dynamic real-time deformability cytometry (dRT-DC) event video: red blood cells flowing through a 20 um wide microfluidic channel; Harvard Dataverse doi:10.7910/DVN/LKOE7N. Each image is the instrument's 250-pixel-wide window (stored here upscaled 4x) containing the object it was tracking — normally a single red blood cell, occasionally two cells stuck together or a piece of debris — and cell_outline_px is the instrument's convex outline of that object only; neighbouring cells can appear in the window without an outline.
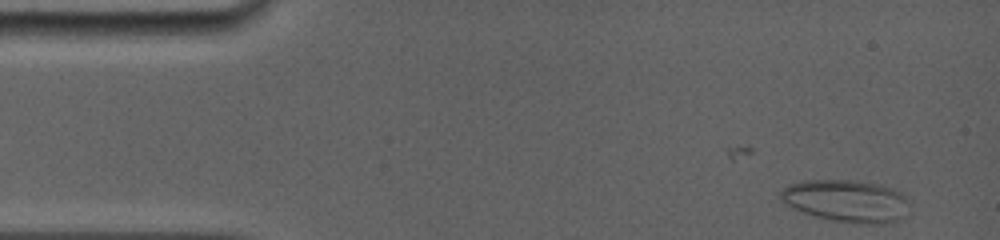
{"species": "common noctule bat (a hibernating species)", "species_latin": "Nyctalus noctula", "temperature_condition": "room temperature", "stored_images_in_passage": 3, "camera_frame_rate_fps": 5000, "um_per_image_px": 0.085, "animal": {"sex": "female", "body_mass_g": 19.0, "forearm_length_mm": 56.7}, "frame": {"image": 1, "passage_image": 3, "time_ms": 0.8, "image_size_px": [1000, 240], "cell_outline_px": [[908, 200], [904, 216], [900, 220], [880, 224], [868, 224], [832, 220], [816, 216], [804, 212], [784, 204], [776, 196], [788, 184], [800, 180], [852, 180], [880, 184], [892, 188], [900, 192]], "centroid_in_image_um": [71.9, 17.06], "position_along_channel_um": 13.1, "area_um2": 31.79}}